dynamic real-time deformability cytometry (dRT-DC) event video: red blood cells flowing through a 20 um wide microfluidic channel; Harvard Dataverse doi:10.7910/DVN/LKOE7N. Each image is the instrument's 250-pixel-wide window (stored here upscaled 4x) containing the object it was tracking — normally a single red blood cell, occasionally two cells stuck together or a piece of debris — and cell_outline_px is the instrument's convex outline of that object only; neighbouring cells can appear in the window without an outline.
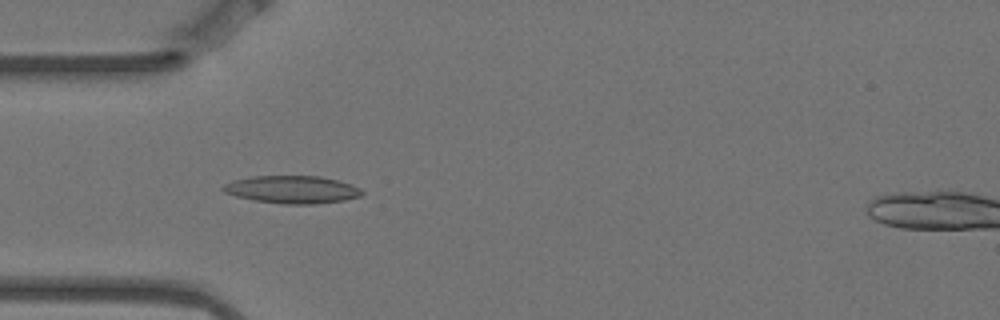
{"species": "Egyptian fruit bat (a non-hibernating species)", "species_latin": "Rousettus aegyptiacus", "temperature_condition": "warm", "stored_images_in_passage": 2, "camera_frame_rate_fps": 3000, "um_per_image_px": 0.085, "animal": {"sex": "female"}, "frame": {"image": 1, "passage_image": 1, "time_ms": 0.0, "image_size_px": [1000, 320], "cell_outline_px": [[364, 192], [360, 196], [344, 200], [316, 204], [284, 204], [256, 200], [236, 196], [224, 192], [220, 188], [224, 184], [232, 180], [252, 176], [320, 176], [352, 184], [360, 188]], "centroid_in_image_um": [24.82, 16.1], "position_along_channel_um": 60.2, "area_um2": 22.37}}
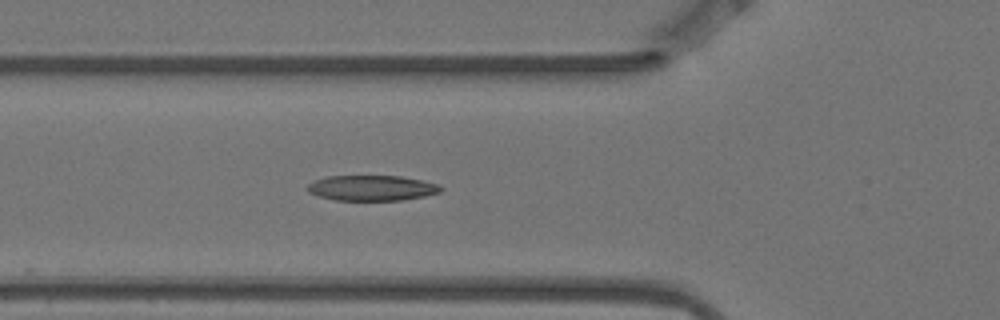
{"frame": {"image": 2, "passage_image": 2, "time_ms": 0.333, "image_size_px": [1000, 320], "cell_outline_px": [[444, 188], [440, 192], [424, 196], [400, 200], [336, 200], [320, 196], [308, 192], [308, 184], [316, 180], [328, 176], [400, 176], [440, 184]], "centroid_in_image_um": [31.64, 15.97], "position_along_channel_um": 94.2, "area_um2": 19.54}}